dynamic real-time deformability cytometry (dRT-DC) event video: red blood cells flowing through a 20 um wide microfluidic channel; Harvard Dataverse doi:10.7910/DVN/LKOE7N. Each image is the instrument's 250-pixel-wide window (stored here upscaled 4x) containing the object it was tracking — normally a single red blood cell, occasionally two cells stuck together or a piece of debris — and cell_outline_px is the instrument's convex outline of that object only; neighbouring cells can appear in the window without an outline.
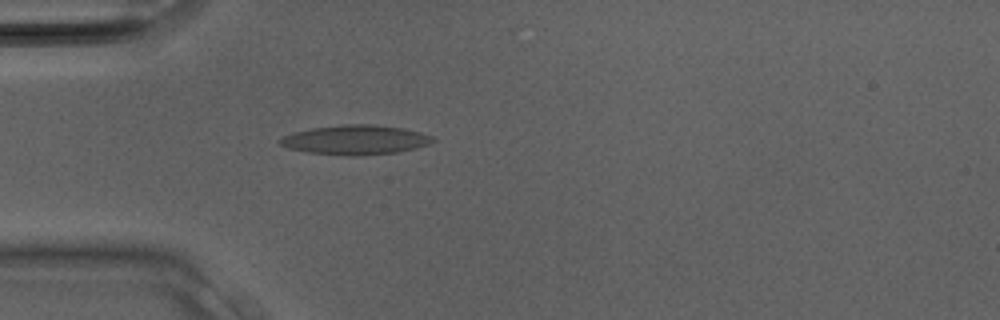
{"species": "Egyptian fruit bat (a non-hibernating species)", "species_latin": "Rousettus aegyptiacus", "temperature_condition": "room temperature", "stored_images_in_passage": 30, "camera_frame_rate_fps": 3000, "um_per_image_px": 0.085, "animal": {"sex": "male"}, "frame": {"image": 1, "passage_image": 9, "time_ms": 2.667, "image_size_px": [1000, 320], "cell_outline_px": [[424, 144], [392, 152], [312, 152], [296, 148], [284, 144], [280, 140], [288, 136], [300, 132], [320, 128], [396, 128], [412, 132], [424, 136]], "centroid_in_image_um": [30.1, 11.9], "position_along_channel_um": 54.9, "area_um2": 20.87}}
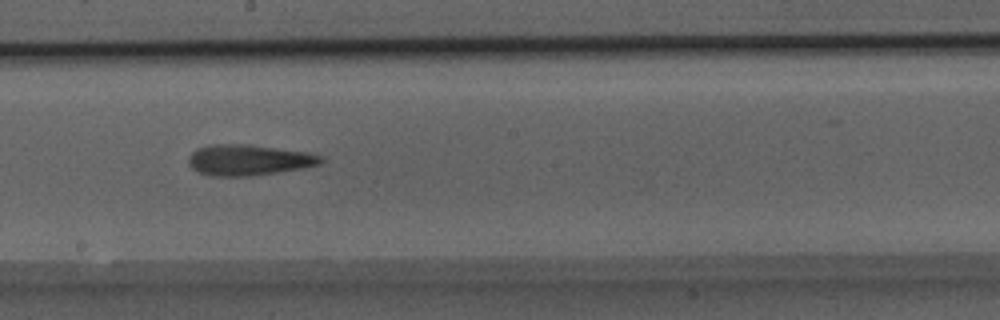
{"frame": {"image": 2, "passage_image": 17, "time_ms": 5.333, "image_size_px": [1000, 320], "cell_outline_px": [[320, 160], [316, 164], [268, 172], [200, 172], [192, 164], [192, 156], [200, 148], [264, 148], [296, 152], [316, 156]], "centroid_in_image_um": [21.18, 13.6], "position_along_channel_um": 227.0, "area_um2": 18.44}}
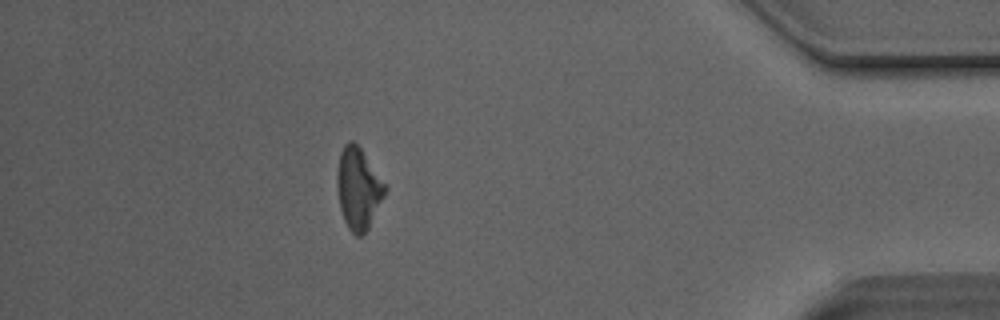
{"frame": {"image": 3, "passage_image": 27, "time_ms": 8.667, "image_size_px": [1000, 320], "cell_outline_px": [[384, 192], [364, 232], [360, 236], [352, 232], [344, 216], [340, 204], [340, 156], [344, 148], [348, 144], [356, 144], [360, 148], [384, 184]], "centroid_in_image_um": [30.47, 16.03], "position_along_channel_um": 404.7, "area_um2": 20.0}}